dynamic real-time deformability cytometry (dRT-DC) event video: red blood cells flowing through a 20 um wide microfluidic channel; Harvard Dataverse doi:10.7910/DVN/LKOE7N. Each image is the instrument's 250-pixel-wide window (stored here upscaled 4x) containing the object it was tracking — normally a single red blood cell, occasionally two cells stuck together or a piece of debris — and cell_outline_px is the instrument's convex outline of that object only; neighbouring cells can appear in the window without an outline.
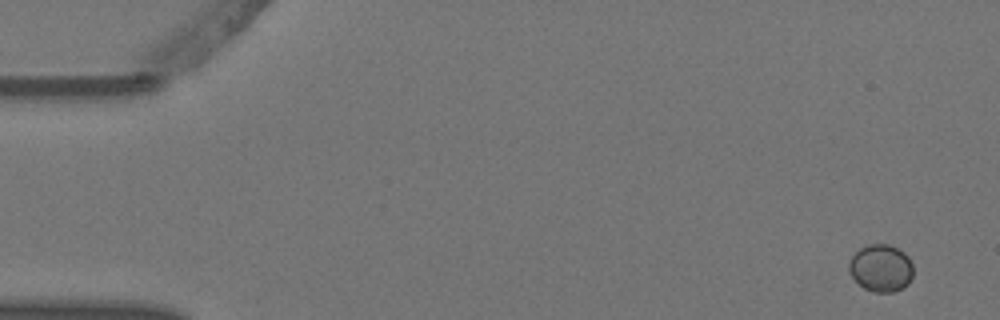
{"species": "Egyptian fruit bat (a non-hibernating species)", "species_latin": "Rousettus aegyptiacus", "temperature_condition": "warm", "stored_images_in_passage": 4, "camera_frame_rate_fps": 3000, "um_per_image_px": 0.085, "animal": {"sex": "female"}, "frame": {"image": 1, "passage_image": 1, "time_ms": 0.0, "image_size_px": [1000, 320], "cell_outline_px": [[912, 276], [908, 284], [892, 292], [872, 292], [864, 288], [852, 276], [848, 268], [848, 264], [852, 256], [860, 248], [868, 244], [888, 244], [904, 252], [908, 256], [912, 264]], "centroid_in_image_um": [74.87, 22.78], "position_along_channel_um": 10.1, "area_um2": 17.57}}
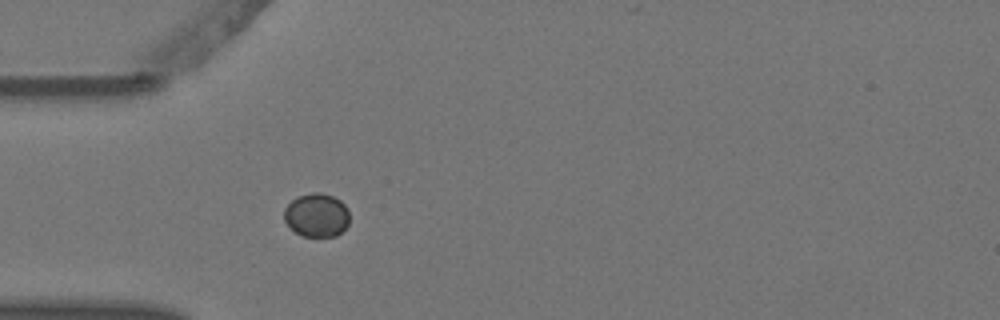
{"frame": {"image": 2, "passage_image": 4, "time_ms": 1.0, "image_size_px": [1000, 320], "cell_outline_px": [[348, 224], [336, 236], [300, 236], [284, 220], [284, 208], [296, 196], [312, 192], [320, 192], [332, 196], [340, 200], [348, 208]], "centroid_in_image_um": [26.9, 18.27], "position_along_channel_um": 58.1, "area_um2": 16.59}}